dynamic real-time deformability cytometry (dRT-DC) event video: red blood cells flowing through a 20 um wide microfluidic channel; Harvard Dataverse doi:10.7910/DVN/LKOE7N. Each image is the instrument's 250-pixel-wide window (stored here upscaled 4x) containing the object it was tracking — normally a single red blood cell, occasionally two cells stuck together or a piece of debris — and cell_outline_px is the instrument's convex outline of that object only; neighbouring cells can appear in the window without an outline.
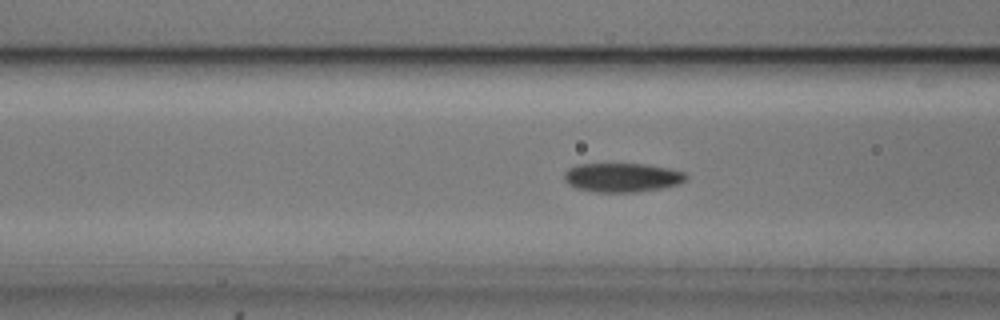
{"species": "common noctule bat (a hibernating species)", "species_latin": "Nyctalus noctula", "temperature_condition": "cold", "stored_images_in_passage": 40, "camera_frame_rate_fps": 3000, "um_per_image_px": 0.085, "animal": {"sex": "male", "body_mass_g": 20.5, "forearm_length_mm": 52.5}, "frame": {"image": 1, "passage_image": 6, "time_ms": 1.667, "image_size_px": [1000, 320], "cell_outline_px": [[688, 176], [680, 184], [660, 188], [636, 192], [592, 192], [576, 188], [568, 184], [564, 180], [564, 172], [568, 168], [576, 164], [644, 164], [668, 168], [684, 172]], "centroid_in_image_um": [52.84, 15.09], "position_along_channel_um": 113.8, "area_um2": 20.69}}
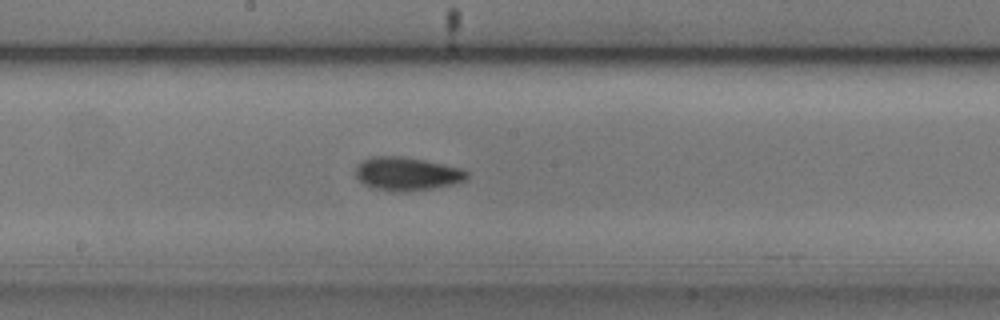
{"frame": {"image": 2, "passage_image": 14, "time_ms": 4.333, "image_size_px": [1000, 320], "cell_outline_px": [[468, 176], [464, 180], [452, 184], [432, 188], [408, 192], [392, 192], [372, 188], [364, 184], [356, 176], [356, 168], [364, 160], [372, 156], [400, 156], [424, 160], [460, 168], [468, 172]], "centroid_in_image_um": [34.57, 14.79], "position_along_channel_um": 213.6, "area_um2": 21.5}}
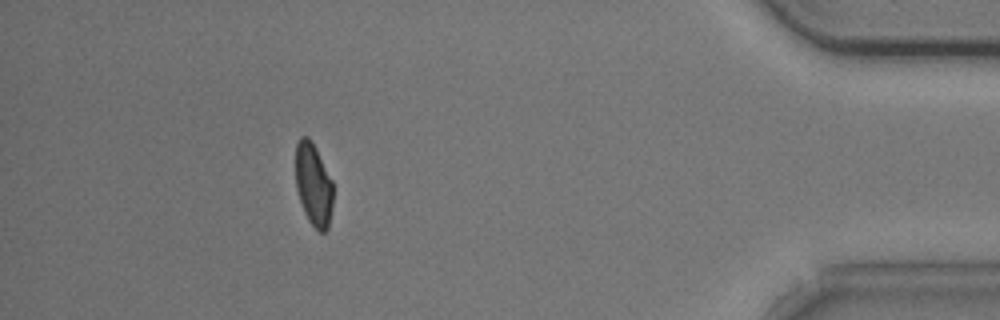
{"frame": {"image": 3, "passage_image": 34, "time_ms": 11.0, "image_size_px": [1000, 320], "cell_outline_px": [[332, 204], [328, 228], [324, 232], [320, 232], [308, 220], [304, 212], [296, 188], [296, 144], [300, 136], [308, 136], [312, 140], [332, 180]], "centroid_in_image_um": [26.63, 15.66], "position_along_channel_um": 408.6, "area_um2": 17.98}, "authors_computed_cell_mechanics": {"area_um2": 20.519, "velocity_mm_per_s": 3.7324, "shape_relaxation_time_tau1_ms": 2.9942, "shape_relaxation_time_tau2_ms": 6.1298, "deformation_change_tau1": 0.1, "deformation_change_tau2": 0.1029}}